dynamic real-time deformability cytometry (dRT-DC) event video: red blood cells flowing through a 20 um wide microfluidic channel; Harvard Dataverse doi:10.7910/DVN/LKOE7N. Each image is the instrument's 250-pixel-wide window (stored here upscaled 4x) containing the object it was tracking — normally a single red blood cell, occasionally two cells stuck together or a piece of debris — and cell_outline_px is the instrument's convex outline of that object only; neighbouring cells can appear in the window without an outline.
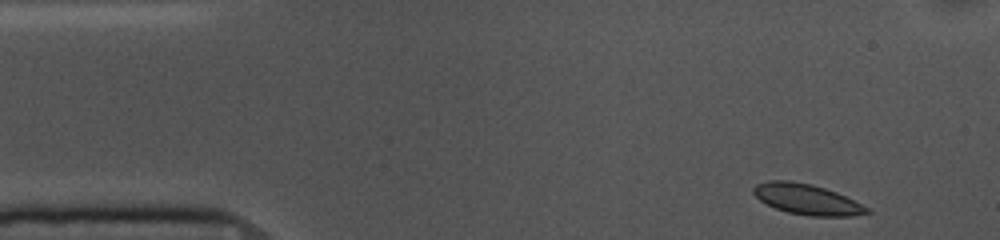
{"species": "common noctule bat (a hibernating species)", "species_latin": "Nyctalus noctula", "temperature_condition": "cold", "stored_images_in_passage": 9, "camera_frame_rate_fps": 3000, "um_per_image_px": 0.085, "animal": {"sex": "female", "body_mass_g": 10.0, "forearm_length_mm": 53.1}, "frame": {"image": 1, "passage_image": 1, "time_ms": 0.0, "image_size_px": [1000, 240], "cell_outline_px": [[872, 212], [852, 216], [808, 216], [788, 212], [776, 208], [760, 200], [752, 192], [752, 188], [756, 184], [768, 180], [788, 180], [812, 184], [836, 192], [868, 208]], "centroid_in_image_um": [68.55, 16.93], "position_along_channel_um": 16.4, "area_um2": 20.0}}